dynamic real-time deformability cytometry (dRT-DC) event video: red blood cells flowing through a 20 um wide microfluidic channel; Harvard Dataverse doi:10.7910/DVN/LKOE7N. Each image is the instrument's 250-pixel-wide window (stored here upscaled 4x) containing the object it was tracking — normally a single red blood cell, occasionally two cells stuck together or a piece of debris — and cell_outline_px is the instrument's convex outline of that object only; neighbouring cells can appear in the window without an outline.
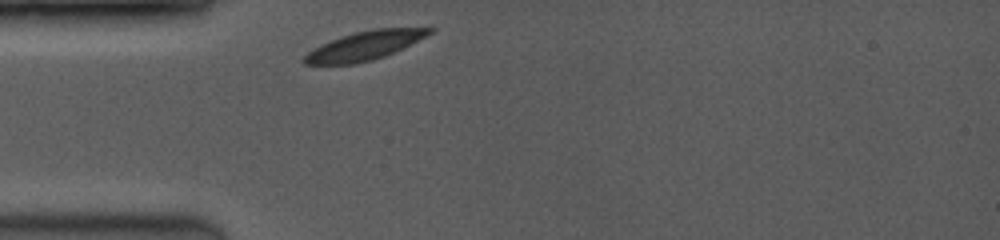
{"species": "common noctule bat (a hibernating species)", "species_latin": "Nyctalus noctula", "temperature_condition": "room temperature", "stored_images_in_passage": 35, "camera_frame_rate_fps": 3500, "um_per_image_px": 0.085, "animal": {"sex": "female", "body_mass_g": 19.0, "forearm_length_mm": 53.3}, "frame": {"image": 1, "passage_image": 1, "time_ms": 0.0, "image_size_px": [1000, 240], "cell_outline_px": [[436, 28], [432, 32], [384, 56], [372, 60], [356, 64], [304, 64], [300, 60], [308, 52], [320, 44], [340, 36], [372, 28]], "centroid_in_image_um": [30.89, 3.88], "position_along_channel_um": 54.1, "area_um2": 20.63}}
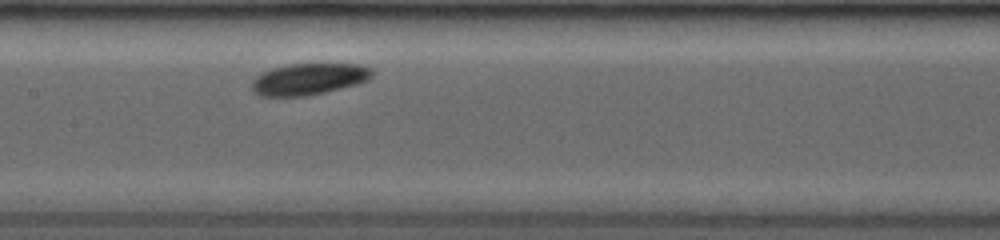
{"frame": {"image": 2, "passage_image": 11, "time_ms": 3.429, "image_size_px": [1000, 240], "cell_outline_px": [[372, 76], [368, 80], [356, 84], [324, 92], [304, 96], [260, 96], [252, 88], [252, 80], [256, 76], [272, 68], [292, 64], [360, 64], [372, 68]], "centroid_in_image_um": [26.26, 6.71], "position_along_channel_um": 181.1, "area_um2": 21.85}}
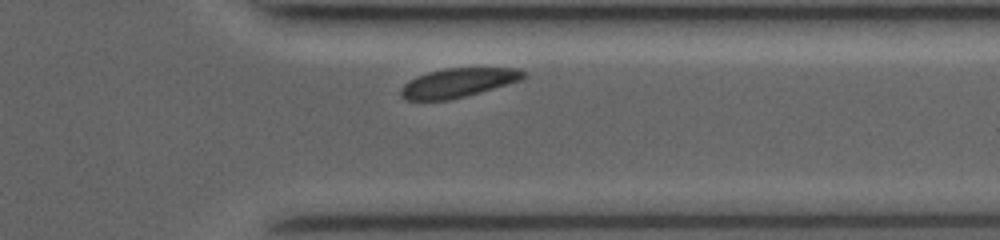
{"frame": {"image": 3, "passage_image": 31, "time_ms": 8.286, "image_size_px": [1000, 240], "cell_outline_px": [[524, 76], [520, 80], [480, 92], [448, 100], [408, 100], [400, 96], [400, 88], [408, 80], [416, 76], [428, 72], [444, 68], [520, 68], [524, 72]], "centroid_in_image_um": [38.87, 7.03], "position_along_channel_um": 372.5, "area_um2": 20.63}, "authors_computed_cell_mechanics": {"area_um2": 22.0218, "velocity_mm_per_s": 3.9123, "shape_relaxation_time_tau1_ms": 1.9229, "shape_relaxation_time_tau2_ms": null, "deformation_change_tau1": 0.0721, "deformation_change_tau2": null}}